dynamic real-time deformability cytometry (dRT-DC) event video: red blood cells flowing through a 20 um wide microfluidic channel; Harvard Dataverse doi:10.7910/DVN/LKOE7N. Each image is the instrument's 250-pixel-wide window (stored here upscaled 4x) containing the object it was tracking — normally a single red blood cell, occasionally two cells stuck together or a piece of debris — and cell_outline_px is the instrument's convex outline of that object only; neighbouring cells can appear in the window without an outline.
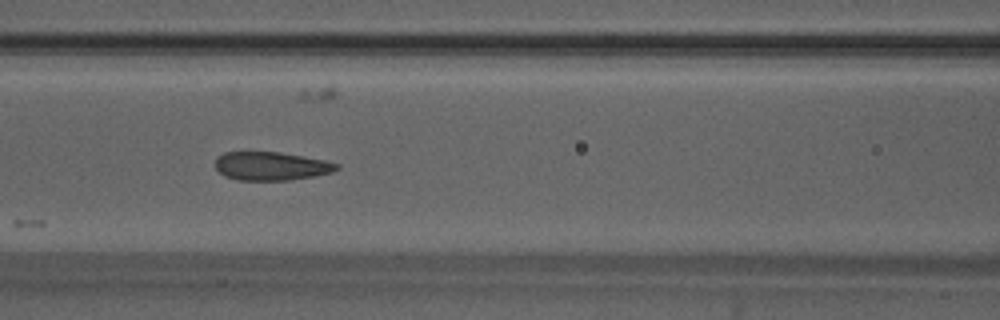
{"species": "Egyptian fruit bat (a non-hibernating species)", "species_latin": "Rousettus aegyptiacus", "temperature_condition": "warm", "stored_images_in_passage": 22, "camera_frame_rate_fps": 3000, "um_per_image_px": 0.085, "animal": {"sex": "male"}, "frame": {"image": 1, "passage_image": 9, "time_ms": 2.667, "image_size_px": [1000, 320], "cell_outline_px": [[340, 168], [332, 172], [292, 180], [236, 180], [224, 176], [216, 168], [216, 156], [224, 152], [280, 152], [324, 160], [340, 164]], "centroid_in_image_um": [23.04, 14.12], "position_along_channel_um": 143.6, "area_um2": 20.17}}